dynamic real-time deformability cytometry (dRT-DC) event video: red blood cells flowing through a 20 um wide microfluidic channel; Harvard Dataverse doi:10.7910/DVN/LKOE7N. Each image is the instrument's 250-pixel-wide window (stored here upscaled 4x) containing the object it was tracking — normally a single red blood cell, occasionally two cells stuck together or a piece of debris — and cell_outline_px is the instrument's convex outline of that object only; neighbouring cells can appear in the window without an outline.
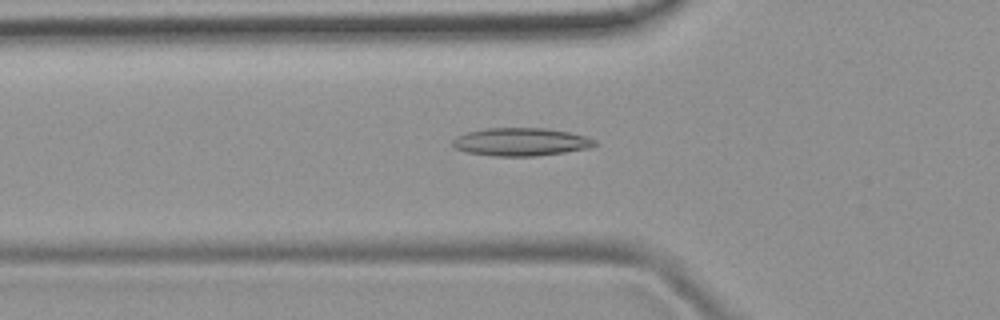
{"species": "common noctule bat (a hibernating species)", "species_latin": "Nyctalus noctula", "temperature_condition": "room temperature", "stored_images_in_passage": 50, "camera_frame_rate_fps": 3000, "um_per_image_px": 0.085, "animal": {"sex": "female", "body_mass_g": 19.9}, "frame": {"image": 1, "passage_image": 17, "time_ms": 5.333, "image_size_px": [1000, 320], "cell_outline_px": [[596, 144], [592, 148], [536, 156], [492, 156], [468, 152], [456, 148], [452, 144], [452, 140], [456, 136], [464, 132], [488, 128], [544, 128], [568, 132], [584, 136], [596, 140]], "centroid_in_image_um": [44.26, 12.06], "position_along_channel_um": 81.5, "area_um2": 23.18}}
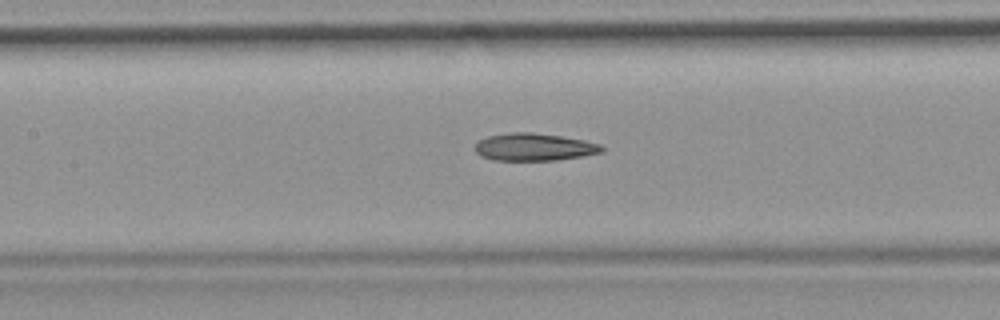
{"frame": {"image": 2, "passage_image": 23, "time_ms": 7.333, "image_size_px": [1000, 320], "cell_outline_px": [[604, 152], [556, 160], [492, 160], [480, 156], [476, 152], [476, 144], [480, 140], [488, 136], [512, 132], [532, 132], [560, 136], [584, 140], [600, 144], [604, 148]], "centroid_in_image_um": [45.4, 12.5], "position_along_channel_um": 162.0, "area_um2": 20.17}}
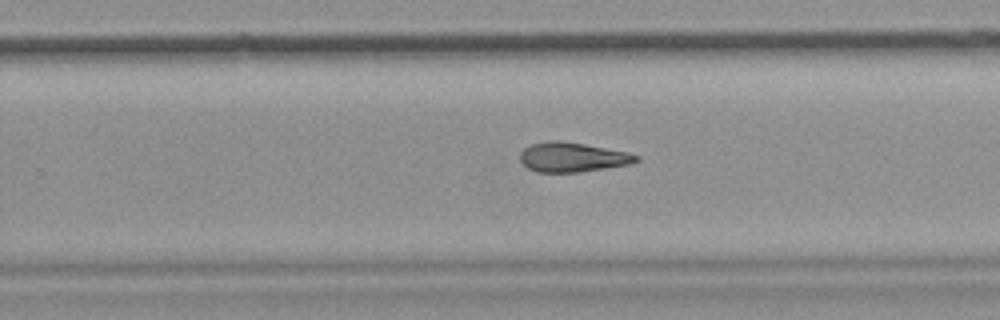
{"frame": {"image": 3, "passage_image": 32, "time_ms": 10.333, "image_size_px": [1000, 320], "cell_outline_px": [[640, 160], [628, 164], [604, 168], [576, 172], [536, 172], [528, 168], [520, 160], [520, 152], [524, 148], [532, 144], [548, 140], [560, 140], [584, 144], [628, 152], [640, 156]], "centroid_in_image_um": [48.64, 13.35], "position_along_channel_um": 281.2, "area_um2": 19.88}, "authors_computed_cell_mechanics": {"area_um2": 20.7502, "velocity_mm_per_s": 3.9875, "shape_relaxation_time_tau1_ms": null, "shape_relaxation_time_tau2_ms": 4.5777, "deformation_change_tau1": null, "deformation_change_tau2": 0.1512}}